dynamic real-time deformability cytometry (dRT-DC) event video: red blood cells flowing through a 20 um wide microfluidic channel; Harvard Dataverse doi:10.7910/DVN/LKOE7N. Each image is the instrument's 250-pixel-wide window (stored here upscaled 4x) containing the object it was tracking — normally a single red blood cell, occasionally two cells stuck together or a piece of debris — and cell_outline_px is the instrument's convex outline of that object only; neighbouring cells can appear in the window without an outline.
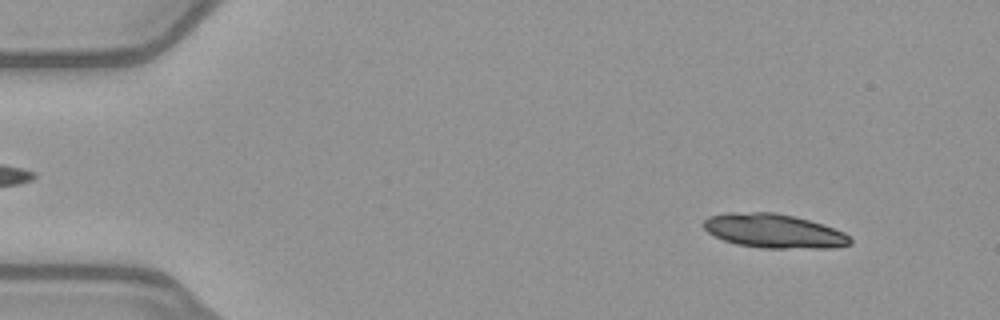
{"species": "common noctule bat (a hibernating species)", "species_latin": "Nyctalus noctula", "temperature_condition": "warm", "stored_images_in_passage": 18, "camera_frame_rate_fps": 3000, "um_per_image_px": 0.085, "animal": {"sex": "female", "body_mass_g": 21.9}, "frame": {"image": 1, "passage_image": 5, "time_ms": 1.333, "image_size_px": [1000, 320], "cell_outline_px": [[852, 244], [832, 248], [760, 248], [736, 244], [724, 240], [708, 232], [704, 228], [704, 220], [708, 216], [728, 212], [776, 212], [808, 220], [844, 232], [852, 240]], "centroid_in_image_um": [65.76, 19.63], "position_along_channel_um": 19.2, "area_um2": 29.02}}